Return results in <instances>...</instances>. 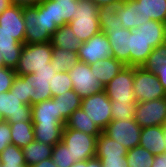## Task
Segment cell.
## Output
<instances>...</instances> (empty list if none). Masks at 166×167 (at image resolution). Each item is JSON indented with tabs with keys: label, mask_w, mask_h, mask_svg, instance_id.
Returning a JSON list of instances; mask_svg holds the SVG:
<instances>
[{
	"label": "cell",
	"mask_w": 166,
	"mask_h": 167,
	"mask_svg": "<svg viewBox=\"0 0 166 167\" xmlns=\"http://www.w3.org/2000/svg\"><path fill=\"white\" fill-rule=\"evenodd\" d=\"M0 114L8 123L32 122L31 105H25L10 90L0 93Z\"/></svg>",
	"instance_id": "13"
},
{
	"label": "cell",
	"mask_w": 166,
	"mask_h": 167,
	"mask_svg": "<svg viewBox=\"0 0 166 167\" xmlns=\"http://www.w3.org/2000/svg\"><path fill=\"white\" fill-rule=\"evenodd\" d=\"M56 71L52 63L48 67L36 70L26 76L16 75L10 91L15 94L25 105H34L52 98L49 83L52 82Z\"/></svg>",
	"instance_id": "1"
},
{
	"label": "cell",
	"mask_w": 166,
	"mask_h": 167,
	"mask_svg": "<svg viewBox=\"0 0 166 167\" xmlns=\"http://www.w3.org/2000/svg\"><path fill=\"white\" fill-rule=\"evenodd\" d=\"M73 90L81 98L93 95L104 90V86L94 76L91 65L78 61L77 64L68 71Z\"/></svg>",
	"instance_id": "9"
},
{
	"label": "cell",
	"mask_w": 166,
	"mask_h": 167,
	"mask_svg": "<svg viewBox=\"0 0 166 167\" xmlns=\"http://www.w3.org/2000/svg\"><path fill=\"white\" fill-rule=\"evenodd\" d=\"M133 85L134 66H124L104 87V91L111 101L136 102Z\"/></svg>",
	"instance_id": "10"
},
{
	"label": "cell",
	"mask_w": 166,
	"mask_h": 167,
	"mask_svg": "<svg viewBox=\"0 0 166 167\" xmlns=\"http://www.w3.org/2000/svg\"><path fill=\"white\" fill-rule=\"evenodd\" d=\"M77 0H48V16L57 27L64 26L72 20Z\"/></svg>",
	"instance_id": "20"
},
{
	"label": "cell",
	"mask_w": 166,
	"mask_h": 167,
	"mask_svg": "<svg viewBox=\"0 0 166 167\" xmlns=\"http://www.w3.org/2000/svg\"><path fill=\"white\" fill-rule=\"evenodd\" d=\"M63 123H33L35 140L54 146L62 141Z\"/></svg>",
	"instance_id": "24"
},
{
	"label": "cell",
	"mask_w": 166,
	"mask_h": 167,
	"mask_svg": "<svg viewBox=\"0 0 166 167\" xmlns=\"http://www.w3.org/2000/svg\"><path fill=\"white\" fill-rule=\"evenodd\" d=\"M51 159L57 167H71L75 163L69 149L62 141L53 146Z\"/></svg>",
	"instance_id": "37"
},
{
	"label": "cell",
	"mask_w": 166,
	"mask_h": 167,
	"mask_svg": "<svg viewBox=\"0 0 166 167\" xmlns=\"http://www.w3.org/2000/svg\"><path fill=\"white\" fill-rule=\"evenodd\" d=\"M152 167H166V152L154 156Z\"/></svg>",
	"instance_id": "45"
},
{
	"label": "cell",
	"mask_w": 166,
	"mask_h": 167,
	"mask_svg": "<svg viewBox=\"0 0 166 167\" xmlns=\"http://www.w3.org/2000/svg\"><path fill=\"white\" fill-rule=\"evenodd\" d=\"M155 74L163 88L166 90V64H162L159 69L155 71Z\"/></svg>",
	"instance_id": "44"
},
{
	"label": "cell",
	"mask_w": 166,
	"mask_h": 167,
	"mask_svg": "<svg viewBox=\"0 0 166 167\" xmlns=\"http://www.w3.org/2000/svg\"><path fill=\"white\" fill-rule=\"evenodd\" d=\"M133 91L136 102L166 97V90L159 82L155 72L144 70L142 67H134Z\"/></svg>",
	"instance_id": "5"
},
{
	"label": "cell",
	"mask_w": 166,
	"mask_h": 167,
	"mask_svg": "<svg viewBox=\"0 0 166 167\" xmlns=\"http://www.w3.org/2000/svg\"><path fill=\"white\" fill-rule=\"evenodd\" d=\"M125 65L113 56L91 65L94 76L104 87L120 72Z\"/></svg>",
	"instance_id": "23"
},
{
	"label": "cell",
	"mask_w": 166,
	"mask_h": 167,
	"mask_svg": "<svg viewBox=\"0 0 166 167\" xmlns=\"http://www.w3.org/2000/svg\"><path fill=\"white\" fill-rule=\"evenodd\" d=\"M134 120L141 127L166 125V97L137 102Z\"/></svg>",
	"instance_id": "11"
},
{
	"label": "cell",
	"mask_w": 166,
	"mask_h": 167,
	"mask_svg": "<svg viewBox=\"0 0 166 167\" xmlns=\"http://www.w3.org/2000/svg\"><path fill=\"white\" fill-rule=\"evenodd\" d=\"M52 145H47L33 140L26 147L22 148L27 167H31L52 156Z\"/></svg>",
	"instance_id": "28"
},
{
	"label": "cell",
	"mask_w": 166,
	"mask_h": 167,
	"mask_svg": "<svg viewBox=\"0 0 166 167\" xmlns=\"http://www.w3.org/2000/svg\"><path fill=\"white\" fill-rule=\"evenodd\" d=\"M81 108L102 131L112 120L111 100L104 90L82 98Z\"/></svg>",
	"instance_id": "8"
},
{
	"label": "cell",
	"mask_w": 166,
	"mask_h": 167,
	"mask_svg": "<svg viewBox=\"0 0 166 167\" xmlns=\"http://www.w3.org/2000/svg\"><path fill=\"white\" fill-rule=\"evenodd\" d=\"M9 124L11 128L12 144L22 149L35 140L32 122L19 121L17 123Z\"/></svg>",
	"instance_id": "29"
},
{
	"label": "cell",
	"mask_w": 166,
	"mask_h": 167,
	"mask_svg": "<svg viewBox=\"0 0 166 167\" xmlns=\"http://www.w3.org/2000/svg\"><path fill=\"white\" fill-rule=\"evenodd\" d=\"M103 167H128L126 158L120 159H100Z\"/></svg>",
	"instance_id": "42"
},
{
	"label": "cell",
	"mask_w": 166,
	"mask_h": 167,
	"mask_svg": "<svg viewBox=\"0 0 166 167\" xmlns=\"http://www.w3.org/2000/svg\"><path fill=\"white\" fill-rule=\"evenodd\" d=\"M99 8L101 7H116L124 0H92Z\"/></svg>",
	"instance_id": "43"
},
{
	"label": "cell",
	"mask_w": 166,
	"mask_h": 167,
	"mask_svg": "<svg viewBox=\"0 0 166 167\" xmlns=\"http://www.w3.org/2000/svg\"><path fill=\"white\" fill-rule=\"evenodd\" d=\"M144 11V24L149 20L166 23V0H136Z\"/></svg>",
	"instance_id": "32"
},
{
	"label": "cell",
	"mask_w": 166,
	"mask_h": 167,
	"mask_svg": "<svg viewBox=\"0 0 166 167\" xmlns=\"http://www.w3.org/2000/svg\"><path fill=\"white\" fill-rule=\"evenodd\" d=\"M2 67H5V65H4L3 56H2V54L0 53V68H2Z\"/></svg>",
	"instance_id": "52"
},
{
	"label": "cell",
	"mask_w": 166,
	"mask_h": 167,
	"mask_svg": "<svg viewBox=\"0 0 166 167\" xmlns=\"http://www.w3.org/2000/svg\"><path fill=\"white\" fill-rule=\"evenodd\" d=\"M153 160L154 155L141 146L127 151L126 163L128 167H152Z\"/></svg>",
	"instance_id": "33"
},
{
	"label": "cell",
	"mask_w": 166,
	"mask_h": 167,
	"mask_svg": "<svg viewBox=\"0 0 166 167\" xmlns=\"http://www.w3.org/2000/svg\"><path fill=\"white\" fill-rule=\"evenodd\" d=\"M11 5L7 0H0V14Z\"/></svg>",
	"instance_id": "49"
},
{
	"label": "cell",
	"mask_w": 166,
	"mask_h": 167,
	"mask_svg": "<svg viewBox=\"0 0 166 167\" xmlns=\"http://www.w3.org/2000/svg\"><path fill=\"white\" fill-rule=\"evenodd\" d=\"M0 26L7 33L13 35V38L18 42L24 44L26 28L23 7L15 4L9 5V7L0 14Z\"/></svg>",
	"instance_id": "15"
},
{
	"label": "cell",
	"mask_w": 166,
	"mask_h": 167,
	"mask_svg": "<svg viewBox=\"0 0 166 167\" xmlns=\"http://www.w3.org/2000/svg\"><path fill=\"white\" fill-rule=\"evenodd\" d=\"M4 121L2 115L0 114V122Z\"/></svg>",
	"instance_id": "54"
},
{
	"label": "cell",
	"mask_w": 166,
	"mask_h": 167,
	"mask_svg": "<svg viewBox=\"0 0 166 167\" xmlns=\"http://www.w3.org/2000/svg\"><path fill=\"white\" fill-rule=\"evenodd\" d=\"M115 9L125 29L135 30L144 22L143 8L136 0H124Z\"/></svg>",
	"instance_id": "16"
},
{
	"label": "cell",
	"mask_w": 166,
	"mask_h": 167,
	"mask_svg": "<svg viewBox=\"0 0 166 167\" xmlns=\"http://www.w3.org/2000/svg\"><path fill=\"white\" fill-rule=\"evenodd\" d=\"M100 30L123 28L122 21L117 17L115 7H101L98 9Z\"/></svg>",
	"instance_id": "34"
},
{
	"label": "cell",
	"mask_w": 166,
	"mask_h": 167,
	"mask_svg": "<svg viewBox=\"0 0 166 167\" xmlns=\"http://www.w3.org/2000/svg\"><path fill=\"white\" fill-rule=\"evenodd\" d=\"M51 44L53 47L62 48L71 52L78 53L81 46V40L75 36L68 24L58 27L52 34Z\"/></svg>",
	"instance_id": "26"
},
{
	"label": "cell",
	"mask_w": 166,
	"mask_h": 167,
	"mask_svg": "<svg viewBox=\"0 0 166 167\" xmlns=\"http://www.w3.org/2000/svg\"><path fill=\"white\" fill-rule=\"evenodd\" d=\"M41 0H13V4L21 7L25 6H34L39 3Z\"/></svg>",
	"instance_id": "46"
},
{
	"label": "cell",
	"mask_w": 166,
	"mask_h": 167,
	"mask_svg": "<svg viewBox=\"0 0 166 167\" xmlns=\"http://www.w3.org/2000/svg\"><path fill=\"white\" fill-rule=\"evenodd\" d=\"M52 44H24L21 56L14 71L18 76L33 74L36 70L48 67L52 59Z\"/></svg>",
	"instance_id": "4"
},
{
	"label": "cell",
	"mask_w": 166,
	"mask_h": 167,
	"mask_svg": "<svg viewBox=\"0 0 166 167\" xmlns=\"http://www.w3.org/2000/svg\"><path fill=\"white\" fill-rule=\"evenodd\" d=\"M127 149L103 132L97 137L95 157L98 159L126 158Z\"/></svg>",
	"instance_id": "22"
},
{
	"label": "cell",
	"mask_w": 166,
	"mask_h": 167,
	"mask_svg": "<svg viewBox=\"0 0 166 167\" xmlns=\"http://www.w3.org/2000/svg\"><path fill=\"white\" fill-rule=\"evenodd\" d=\"M79 61L89 65L96 64L98 61L111 57V46L108 37L104 32L93 35L89 40L83 42L77 53Z\"/></svg>",
	"instance_id": "12"
},
{
	"label": "cell",
	"mask_w": 166,
	"mask_h": 167,
	"mask_svg": "<svg viewBox=\"0 0 166 167\" xmlns=\"http://www.w3.org/2000/svg\"><path fill=\"white\" fill-rule=\"evenodd\" d=\"M52 55L51 63L56 72H68L79 61L77 53L62 48L53 47Z\"/></svg>",
	"instance_id": "30"
},
{
	"label": "cell",
	"mask_w": 166,
	"mask_h": 167,
	"mask_svg": "<svg viewBox=\"0 0 166 167\" xmlns=\"http://www.w3.org/2000/svg\"><path fill=\"white\" fill-rule=\"evenodd\" d=\"M153 48L146 38L135 29L130 33V66L141 67Z\"/></svg>",
	"instance_id": "21"
},
{
	"label": "cell",
	"mask_w": 166,
	"mask_h": 167,
	"mask_svg": "<svg viewBox=\"0 0 166 167\" xmlns=\"http://www.w3.org/2000/svg\"><path fill=\"white\" fill-rule=\"evenodd\" d=\"M154 49L166 42V23L157 20H149L137 28Z\"/></svg>",
	"instance_id": "27"
},
{
	"label": "cell",
	"mask_w": 166,
	"mask_h": 167,
	"mask_svg": "<svg viewBox=\"0 0 166 167\" xmlns=\"http://www.w3.org/2000/svg\"><path fill=\"white\" fill-rule=\"evenodd\" d=\"M137 102L111 101L112 120H126L134 118Z\"/></svg>",
	"instance_id": "36"
},
{
	"label": "cell",
	"mask_w": 166,
	"mask_h": 167,
	"mask_svg": "<svg viewBox=\"0 0 166 167\" xmlns=\"http://www.w3.org/2000/svg\"><path fill=\"white\" fill-rule=\"evenodd\" d=\"M31 167H57V166L55 165V163L53 162V160L50 157V158L45 159V160L41 161L40 163H37Z\"/></svg>",
	"instance_id": "48"
},
{
	"label": "cell",
	"mask_w": 166,
	"mask_h": 167,
	"mask_svg": "<svg viewBox=\"0 0 166 167\" xmlns=\"http://www.w3.org/2000/svg\"><path fill=\"white\" fill-rule=\"evenodd\" d=\"M165 126L143 127L141 129L139 146L150 151L154 156L165 153Z\"/></svg>",
	"instance_id": "17"
},
{
	"label": "cell",
	"mask_w": 166,
	"mask_h": 167,
	"mask_svg": "<svg viewBox=\"0 0 166 167\" xmlns=\"http://www.w3.org/2000/svg\"><path fill=\"white\" fill-rule=\"evenodd\" d=\"M164 141H165V145H166V130H165V134H164ZM166 149V146H165Z\"/></svg>",
	"instance_id": "53"
},
{
	"label": "cell",
	"mask_w": 166,
	"mask_h": 167,
	"mask_svg": "<svg viewBox=\"0 0 166 167\" xmlns=\"http://www.w3.org/2000/svg\"><path fill=\"white\" fill-rule=\"evenodd\" d=\"M62 142L66 144L75 162L95 158L97 137L74 129H63Z\"/></svg>",
	"instance_id": "6"
},
{
	"label": "cell",
	"mask_w": 166,
	"mask_h": 167,
	"mask_svg": "<svg viewBox=\"0 0 166 167\" xmlns=\"http://www.w3.org/2000/svg\"><path fill=\"white\" fill-rule=\"evenodd\" d=\"M132 30L125 28L103 29L102 32L109 39L112 56L121 61L125 66H130V33Z\"/></svg>",
	"instance_id": "14"
},
{
	"label": "cell",
	"mask_w": 166,
	"mask_h": 167,
	"mask_svg": "<svg viewBox=\"0 0 166 167\" xmlns=\"http://www.w3.org/2000/svg\"><path fill=\"white\" fill-rule=\"evenodd\" d=\"M162 64H166V42L155 47L141 67L155 72Z\"/></svg>",
	"instance_id": "35"
},
{
	"label": "cell",
	"mask_w": 166,
	"mask_h": 167,
	"mask_svg": "<svg viewBox=\"0 0 166 167\" xmlns=\"http://www.w3.org/2000/svg\"><path fill=\"white\" fill-rule=\"evenodd\" d=\"M32 107V123H63L66 120L58 113L57 101L52 97L51 99L44 100Z\"/></svg>",
	"instance_id": "19"
},
{
	"label": "cell",
	"mask_w": 166,
	"mask_h": 167,
	"mask_svg": "<svg viewBox=\"0 0 166 167\" xmlns=\"http://www.w3.org/2000/svg\"><path fill=\"white\" fill-rule=\"evenodd\" d=\"M9 144H12L10 124L2 121L0 122V154Z\"/></svg>",
	"instance_id": "41"
},
{
	"label": "cell",
	"mask_w": 166,
	"mask_h": 167,
	"mask_svg": "<svg viewBox=\"0 0 166 167\" xmlns=\"http://www.w3.org/2000/svg\"><path fill=\"white\" fill-rule=\"evenodd\" d=\"M85 167H103L102 162L98 158H92L85 161Z\"/></svg>",
	"instance_id": "47"
},
{
	"label": "cell",
	"mask_w": 166,
	"mask_h": 167,
	"mask_svg": "<svg viewBox=\"0 0 166 167\" xmlns=\"http://www.w3.org/2000/svg\"><path fill=\"white\" fill-rule=\"evenodd\" d=\"M76 9L68 25L83 43L101 31L98 19L99 7L92 0H77Z\"/></svg>",
	"instance_id": "3"
},
{
	"label": "cell",
	"mask_w": 166,
	"mask_h": 167,
	"mask_svg": "<svg viewBox=\"0 0 166 167\" xmlns=\"http://www.w3.org/2000/svg\"><path fill=\"white\" fill-rule=\"evenodd\" d=\"M71 167H85V161L75 162Z\"/></svg>",
	"instance_id": "50"
},
{
	"label": "cell",
	"mask_w": 166,
	"mask_h": 167,
	"mask_svg": "<svg viewBox=\"0 0 166 167\" xmlns=\"http://www.w3.org/2000/svg\"><path fill=\"white\" fill-rule=\"evenodd\" d=\"M53 98L57 101L58 113H60L65 120H67L75 110L81 108L82 98L74 90L65 91V93Z\"/></svg>",
	"instance_id": "31"
},
{
	"label": "cell",
	"mask_w": 166,
	"mask_h": 167,
	"mask_svg": "<svg viewBox=\"0 0 166 167\" xmlns=\"http://www.w3.org/2000/svg\"><path fill=\"white\" fill-rule=\"evenodd\" d=\"M25 23L24 44L47 43L58 29L48 16V0H41L34 6L23 7Z\"/></svg>",
	"instance_id": "2"
},
{
	"label": "cell",
	"mask_w": 166,
	"mask_h": 167,
	"mask_svg": "<svg viewBox=\"0 0 166 167\" xmlns=\"http://www.w3.org/2000/svg\"><path fill=\"white\" fill-rule=\"evenodd\" d=\"M10 4H13V0H7Z\"/></svg>",
	"instance_id": "55"
},
{
	"label": "cell",
	"mask_w": 166,
	"mask_h": 167,
	"mask_svg": "<svg viewBox=\"0 0 166 167\" xmlns=\"http://www.w3.org/2000/svg\"><path fill=\"white\" fill-rule=\"evenodd\" d=\"M0 158L2 165H26L22 149L14 144L5 147Z\"/></svg>",
	"instance_id": "38"
},
{
	"label": "cell",
	"mask_w": 166,
	"mask_h": 167,
	"mask_svg": "<svg viewBox=\"0 0 166 167\" xmlns=\"http://www.w3.org/2000/svg\"><path fill=\"white\" fill-rule=\"evenodd\" d=\"M141 127L134 118L126 120H111L102 131L109 138L122 144L127 150L139 146Z\"/></svg>",
	"instance_id": "7"
},
{
	"label": "cell",
	"mask_w": 166,
	"mask_h": 167,
	"mask_svg": "<svg viewBox=\"0 0 166 167\" xmlns=\"http://www.w3.org/2000/svg\"><path fill=\"white\" fill-rule=\"evenodd\" d=\"M1 167H27V165H1Z\"/></svg>",
	"instance_id": "51"
},
{
	"label": "cell",
	"mask_w": 166,
	"mask_h": 167,
	"mask_svg": "<svg viewBox=\"0 0 166 167\" xmlns=\"http://www.w3.org/2000/svg\"><path fill=\"white\" fill-rule=\"evenodd\" d=\"M13 68L2 67L0 68V93L9 91L16 77Z\"/></svg>",
	"instance_id": "40"
},
{
	"label": "cell",
	"mask_w": 166,
	"mask_h": 167,
	"mask_svg": "<svg viewBox=\"0 0 166 167\" xmlns=\"http://www.w3.org/2000/svg\"><path fill=\"white\" fill-rule=\"evenodd\" d=\"M52 97H56L65 91L73 90V85L68 72H56L52 82L49 83Z\"/></svg>",
	"instance_id": "39"
},
{
	"label": "cell",
	"mask_w": 166,
	"mask_h": 167,
	"mask_svg": "<svg viewBox=\"0 0 166 167\" xmlns=\"http://www.w3.org/2000/svg\"><path fill=\"white\" fill-rule=\"evenodd\" d=\"M23 45L0 26V53L3 56L5 67L15 69L21 56Z\"/></svg>",
	"instance_id": "18"
},
{
	"label": "cell",
	"mask_w": 166,
	"mask_h": 167,
	"mask_svg": "<svg viewBox=\"0 0 166 167\" xmlns=\"http://www.w3.org/2000/svg\"><path fill=\"white\" fill-rule=\"evenodd\" d=\"M64 129H74L98 137L102 130L91 120L82 108L75 110L66 120Z\"/></svg>",
	"instance_id": "25"
}]
</instances>
